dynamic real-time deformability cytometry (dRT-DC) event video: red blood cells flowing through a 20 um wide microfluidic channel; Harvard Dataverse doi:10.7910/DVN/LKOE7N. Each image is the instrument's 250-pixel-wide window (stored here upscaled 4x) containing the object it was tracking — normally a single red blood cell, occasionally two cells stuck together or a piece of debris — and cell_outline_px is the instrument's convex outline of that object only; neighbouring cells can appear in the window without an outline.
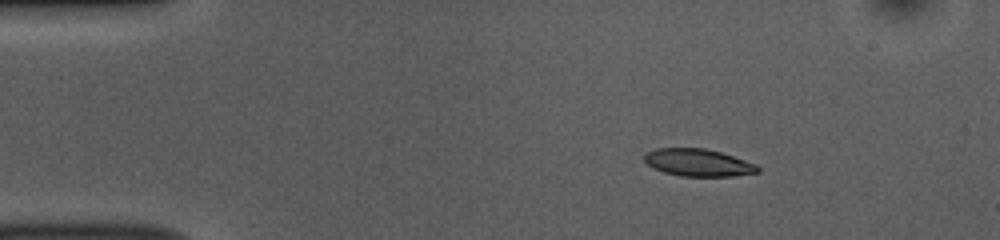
{"species": "common noctule bat (a hibernating species)", "species_latin": "Nyctalus noctula", "temperature_condition": "room temperature", "stored_images_in_passage": 45, "camera_frame_rate_fps": 3000, "um_per_image_px": 0.085, "animal": {"sex": "female", "body_mass_g": 10.0, "forearm_length_mm": 53.1}, "frame": {"image": 1, "passage_image": 1, "time_ms": 0.0, "image_size_px": [1000, 240], "cell_outline_px": [[760, 172], [732, 176], [680, 176], [664, 172], [652, 168], [644, 160], [644, 156], [648, 152], [656, 148], [704, 148], [720, 152], [756, 164], [760, 168]], "centroid_in_image_um": [59.34, 13.82], "position_along_channel_um": 25.7, "area_um2": 17.98}}
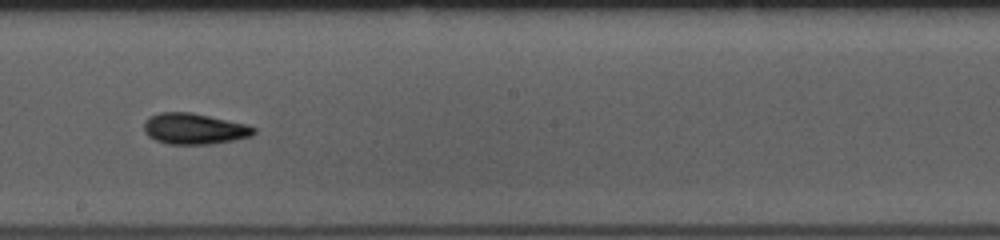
{"frame": {"image": 2, "passage_image": 22, "time_ms": 7.0, "image_size_px": [1000, 240], "cell_outline_px": [[256, 132], [252, 136], [232, 140], [208, 144], [168, 144], [156, 140], [148, 136], [144, 132], [144, 120], [148, 116], [160, 112], [192, 112], [248, 124], [256, 128]], "centroid_in_image_um": [16.5, 10.93], "position_along_channel_um": 231.7, "area_um2": 20.0}}
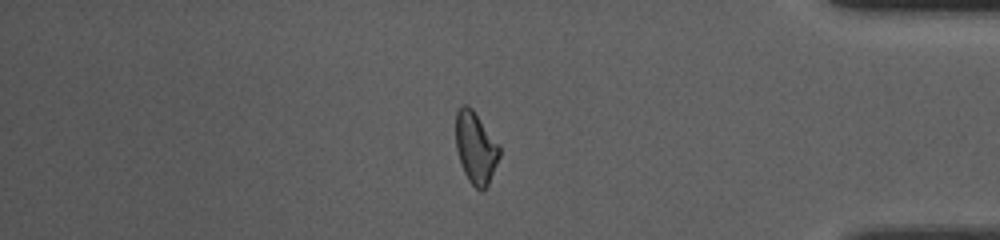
{"frame": {"image": 3, "passage_image": 37, "time_ms": 12.0, "image_size_px": [1000, 240], "cell_outline_px": [[500, 156], [488, 184], [484, 192], [480, 192], [468, 180], [464, 172], [456, 148], [456, 112], [460, 104], [468, 104], [472, 108], [500, 148]], "centroid_in_image_um": [40.41, 12.56], "position_along_channel_um": 394.8, "area_um2": 18.09}, "authors_computed_cell_mechanics": {"area_um2": 18.9006, "velocity_mm_per_s": 3.8434, "shape_relaxation_time_tau1_ms": 3.2779, "shape_relaxation_time_tau2_ms": 2.7957, "deformation_change_tau1": 0.1463, "deformation_change_tau2": 0.0925}}